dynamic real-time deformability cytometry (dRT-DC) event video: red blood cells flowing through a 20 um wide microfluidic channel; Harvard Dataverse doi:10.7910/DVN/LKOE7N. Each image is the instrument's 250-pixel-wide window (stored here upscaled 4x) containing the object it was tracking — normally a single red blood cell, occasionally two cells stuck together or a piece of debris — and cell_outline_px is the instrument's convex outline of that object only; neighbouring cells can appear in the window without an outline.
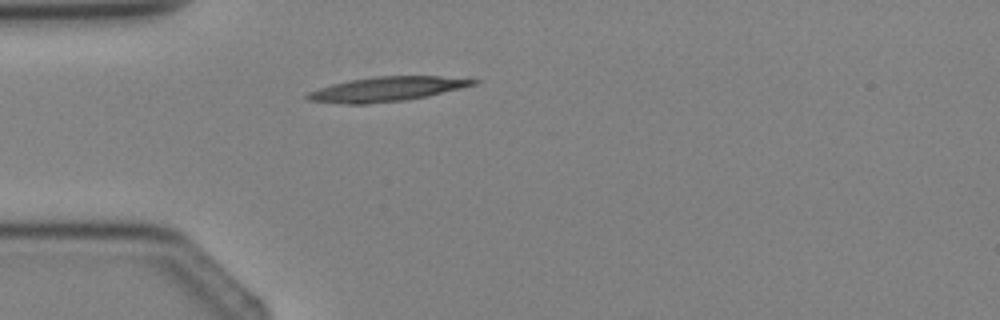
{"species": "Egyptian fruit bat (a non-hibernating species)", "species_latin": "Rousettus aegyptiacus", "temperature_condition": "cold", "stored_images_in_passage": 1, "camera_frame_rate_fps": 3000, "um_per_image_px": 0.085, "animal": {"sex": "female"}, "frame": {"image": 1, "passage_image": 1, "time_ms": 0.0, "image_size_px": [1000, 320], "cell_outline_px": [[480, 80], [476, 84], [428, 96], [404, 100], [368, 104], [344, 104], [308, 100], [304, 96], [308, 92], [332, 84], [348, 80], [372, 76], [440, 76]], "centroid_in_image_um": [32.84, 7.57], "position_along_channel_um": 52.2, "area_um2": 23.64}}